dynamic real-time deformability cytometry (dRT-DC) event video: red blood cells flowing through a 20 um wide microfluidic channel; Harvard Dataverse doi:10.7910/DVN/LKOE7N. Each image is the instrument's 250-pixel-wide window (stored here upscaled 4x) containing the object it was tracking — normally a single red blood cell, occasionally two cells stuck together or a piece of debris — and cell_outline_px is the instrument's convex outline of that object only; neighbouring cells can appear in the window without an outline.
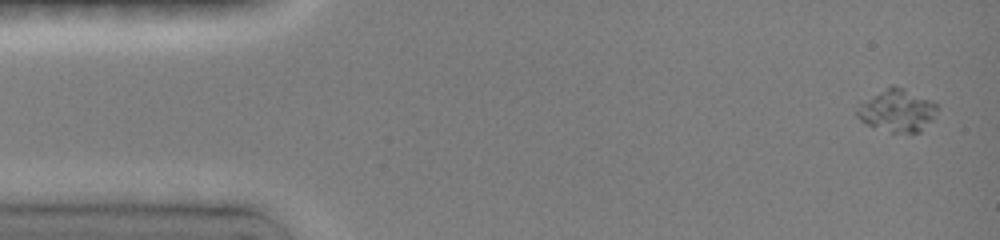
{"species": "common noctule bat (a hibernating species)", "species_latin": "Nyctalus noctula", "temperature_condition": "room temperature", "stored_images_in_passage": 9, "camera_frame_rate_fps": 3000, "um_per_image_px": 0.085, "animal": {"sex": "female", "body_mass_g": 19.0, "forearm_length_mm": 51.5}, "frame": {"image": 1, "passage_image": 1, "time_ms": 0.0, "image_size_px": [1000, 240], "cell_outline_px": [[936, 108], [932, 120], [920, 132], [892, 132], [864, 124], [856, 116], [856, 112], [860, 100], [892, 84], [904, 88], [936, 100]], "centroid_in_image_um": [76.22, 9.35], "position_along_channel_um": 8.8, "area_um2": 20.23}}
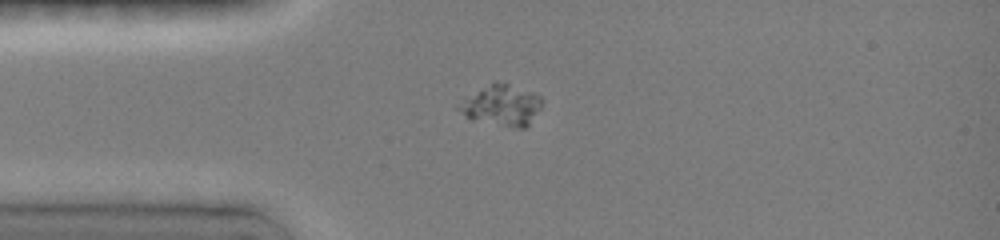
{"frame": {"image": 2, "passage_image": 6, "time_ms": 3.333, "image_size_px": [1000, 240], "cell_outline_px": [[544, 100], [540, 108], [528, 124], [524, 128], [512, 128], [472, 120], [456, 108], [456, 104], [492, 84], [508, 84], [532, 92], [540, 96]], "centroid_in_image_um": [42.67, 9.01], "position_along_channel_um": 42.3, "area_um2": 19.13}}